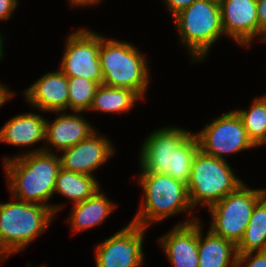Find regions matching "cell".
Here are the masks:
<instances>
[{
    "mask_svg": "<svg viewBox=\"0 0 266 267\" xmlns=\"http://www.w3.org/2000/svg\"><path fill=\"white\" fill-rule=\"evenodd\" d=\"M3 166L12 198L49 206L54 214L59 212L61 205L47 203L54 194L56 178L61 168L59 156L50 151L48 146L18 156L5 157Z\"/></svg>",
    "mask_w": 266,
    "mask_h": 267,
    "instance_id": "cell-1",
    "label": "cell"
},
{
    "mask_svg": "<svg viewBox=\"0 0 266 267\" xmlns=\"http://www.w3.org/2000/svg\"><path fill=\"white\" fill-rule=\"evenodd\" d=\"M199 150L195 133L182 128L166 127L149 134L140 152L141 172L171 175L188 184L192 161Z\"/></svg>",
    "mask_w": 266,
    "mask_h": 267,
    "instance_id": "cell-2",
    "label": "cell"
},
{
    "mask_svg": "<svg viewBox=\"0 0 266 267\" xmlns=\"http://www.w3.org/2000/svg\"><path fill=\"white\" fill-rule=\"evenodd\" d=\"M52 209L36 203H0V261L24 250L53 220Z\"/></svg>",
    "mask_w": 266,
    "mask_h": 267,
    "instance_id": "cell-3",
    "label": "cell"
},
{
    "mask_svg": "<svg viewBox=\"0 0 266 267\" xmlns=\"http://www.w3.org/2000/svg\"><path fill=\"white\" fill-rule=\"evenodd\" d=\"M138 181L146 200H142L141 207L132 219L134 224L148 228L152 223L185 210L189 211L188 216L192 213L194 208L189 199L187 184L175 180L171 175L151 172H141Z\"/></svg>",
    "mask_w": 266,
    "mask_h": 267,
    "instance_id": "cell-4",
    "label": "cell"
},
{
    "mask_svg": "<svg viewBox=\"0 0 266 267\" xmlns=\"http://www.w3.org/2000/svg\"><path fill=\"white\" fill-rule=\"evenodd\" d=\"M99 60L102 84L132 90L144 99L150 74L148 59H145L138 48L127 42L101 36Z\"/></svg>",
    "mask_w": 266,
    "mask_h": 267,
    "instance_id": "cell-5",
    "label": "cell"
},
{
    "mask_svg": "<svg viewBox=\"0 0 266 267\" xmlns=\"http://www.w3.org/2000/svg\"><path fill=\"white\" fill-rule=\"evenodd\" d=\"M173 18L180 39L188 47L194 62L205 59L210 47L225 35L218 0H195Z\"/></svg>",
    "mask_w": 266,
    "mask_h": 267,
    "instance_id": "cell-6",
    "label": "cell"
},
{
    "mask_svg": "<svg viewBox=\"0 0 266 267\" xmlns=\"http://www.w3.org/2000/svg\"><path fill=\"white\" fill-rule=\"evenodd\" d=\"M234 174L226 160L198 150L192 161L190 180L187 184L192 207L201 204L209 208L234 192L244 183Z\"/></svg>",
    "mask_w": 266,
    "mask_h": 267,
    "instance_id": "cell-7",
    "label": "cell"
},
{
    "mask_svg": "<svg viewBox=\"0 0 266 267\" xmlns=\"http://www.w3.org/2000/svg\"><path fill=\"white\" fill-rule=\"evenodd\" d=\"M265 194V189L252 190L243 183L209 207L213 217L210 230L237 246L244 236L255 204Z\"/></svg>",
    "mask_w": 266,
    "mask_h": 267,
    "instance_id": "cell-8",
    "label": "cell"
},
{
    "mask_svg": "<svg viewBox=\"0 0 266 267\" xmlns=\"http://www.w3.org/2000/svg\"><path fill=\"white\" fill-rule=\"evenodd\" d=\"M199 150L206 155L226 160L224 155L256 148L235 111L223 114L196 133Z\"/></svg>",
    "mask_w": 266,
    "mask_h": 267,
    "instance_id": "cell-9",
    "label": "cell"
},
{
    "mask_svg": "<svg viewBox=\"0 0 266 267\" xmlns=\"http://www.w3.org/2000/svg\"><path fill=\"white\" fill-rule=\"evenodd\" d=\"M66 40L60 70L68 78L81 77L102 84L99 60L101 35L84 28L72 32Z\"/></svg>",
    "mask_w": 266,
    "mask_h": 267,
    "instance_id": "cell-10",
    "label": "cell"
},
{
    "mask_svg": "<svg viewBox=\"0 0 266 267\" xmlns=\"http://www.w3.org/2000/svg\"><path fill=\"white\" fill-rule=\"evenodd\" d=\"M146 228L130 222L97 244L96 267H140L144 260L142 241Z\"/></svg>",
    "mask_w": 266,
    "mask_h": 267,
    "instance_id": "cell-11",
    "label": "cell"
},
{
    "mask_svg": "<svg viewBox=\"0 0 266 267\" xmlns=\"http://www.w3.org/2000/svg\"><path fill=\"white\" fill-rule=\"evenodd\" d=\"M224 34L242 46H250L263 30L257 16V0H219ZM256 36V37H255Z\"/></svg>",
    "mask_w": 266,
    "mask_h": 267,
    "instance_id": "cell-12",
    "label": "cell"
},
{
    "mask_svg": "<svg viewBox=\"0 0 266 267\" xmlns=\"http://www.w3.org/2000/svg\"><path fill=\"white\" fill-rule=\"evenodd\" d=\"M97 134L95 132L73 147L61 151L63 153L59 157L61 168L93 176L92 173L106 163L115 152L110 140L104 135Z\"/></svg>",
    "mask_w": 266,
    "mask_h": 267,
    "instance_id": "cell-13",
    "label": "cell"
},
{
    "mask_svg": "<svg viewBox=\"0 0 266 267\" xmlns=\"http://www.w3.org/2000/svg\"><path fill=\"white\" fill-rule=\"evenodd\" d=\"M158 240L173 267H198V218L177 224Z\"/></svg>",
    "mask_w": 266,
    "mask_h": 267,
    "instance_id": "cell-14",
    "label": "cell"
},
{
    "mask_svg": "<svg viewBox=\"0 0 266 267\" xmlns=\"http://www.w3.org/2000/svg\"><path fill=\"white\" fill-rule=\"evenodd\" d=\"M68 77L61 71L48 72L24 90L27 102L41 111L61 112L68 109Z\"/></svg>",
    "mask_w": 266,
    "mask_h": 267,
    "instance_id": "cell-15",
    "label": "cell"
},
{
    "mask_svg": "<svg viewBox=\"0 0 266 267\" xmlns=\"http://www.w3.org/2000/svg\"><path fill=\"white\" fill-rule=\"evenodd\" d=\"M56 113L59 116L53 122L46 119L45 140L50 144L48 146L63 151L89 138L96 132L93 126L79 115L80 112L74 114Z\"/></svg>",
    "mask_w": 266,
    "mask_h": 267,
    "instance_id": "cell-16",
    "label": "cell"
},
{
    "mask_svg": "<svg viewBox=\"0 0 266 267\" xmlns=\"http://www.w3.org/2000/svg\"><path fill=\"white\" fill-rule=\"evenodd\" d=\"M46 118L37 113L12 117L0 130V142L14 146H32L45 140Z\"/></svg>",
    "mask_w": 266,
    "mask_h": 267,
    "instance_id": "cell-17",
    "label": "cell"
},
{
    "mask_svg": "<svg viewBox=\"0 0 266 267\" xmlns=\"http://www.w3.org/2000/svg\"><path fill=\"white\" fill-rule=\"evenodd\" d=\"M198 220V267H236L237 246L208 230L202 237V225ZM203 238V239H202Z\"/></svg>",
    "mask_w": 266,
    "mask_h": 267,
    "instance_id": "cell-18",
    "label": "cell"
},
{
    "mask_svg": "<svg viewBox=\"0 0 266 267\" xmlns=\"http://www.w3.org/2000/svg\"><path fill=\"white\" fill-rule=\"evenodd\" d=\"M116 205L100 189L91 197L75 203L68 220L74 233L101 224L113 212Z\"/></svg>",
    "mask_w": 266,
    "mask_h": 267,
    "instance_id": "cell-19",
    "label": "cell"
},
{
    "mask_svg": "<svg viewBox=\"0 0 266 267\" xmlns=\"http://www.w3.org/2000/svg\"><path fill=\"white\" fill-rule=\"evenodd\" d=\"M100 189L95 176L76 173L60 168L54 193H59L75 203L93 196Z\"/></svg>",
    "mask_w": 266,
    "mask_h": 267,
    "instance_id": "cell-20",
    "label": "cell"
},
{
    "mask_svg": "<svg viewBox=\"0 0 266 267\" xmlns=\"http://www.w3.org/2000/svg\"><path fill=\"white\" fill-rule=\"evenodd\" d=\"M138 99L141 98L132 90L100 84L89 110L120 114L132 109Z\"/></svg>",
    "mask_w": 266,
    "mask_h": 267,
    "instance_id": "cell-21",
    "label": "cell"
},
{
    "mask_svg": "<svg viewBox=\"0 0 266 267\" xmlns=\"http://www.w3.org/2000/svg\"><path fill=\"white\" fill-rule=\"evenodd\" d=\"M266 251V194L255 204L237 253Z\"/></svg>",
    "mask_w": 266,
    "mask_h": 267,
    "instance_id": "cell-22",
    "label": "cell"
},
{
    "mask_svg": "<svg viewBox=\"0 0 266 267\" xmlns=\"http://www.w3.org/2000/svg\"><path fill=\"white\" fill-rule=\"evenodd\" d=\"M255 146L266 144V96L258 97L249 110H234Z\"/></svg>",
    "mask_w": 266,
    "mask_h": 267,
    "instance_id": "cell-23",
    "label": "cell"
},
{
    "mask_svg": "<svg viewBox=\"0 0 266 267\" xmlns=\"http://www.w3.org/2000/svg\"><path fill=\"white\" fill-rule=\"evenodd\" d=\"M68 109L73 112L89 110L97 87L96 82L81 77L68 78Z\"/></svg>",
    "mask_w": 266,
    "mask_h": 267,
    "instance_id": "cell-24",
    "label": "cell"
},
{
    "mask_svg": "<svg viewBox=\"0 0 266 267\" xmlns=\"http://www.w3.org/2000/svg\"><path fill=\"white\" fill-rule=\"evenodd\" d=\"M242 264L244 265L242 266ZM236 267H266V251H251L238 254Z\"/></svg>",
    "mask_w": 266,
    "mask_h": 267,
    "instance_id": "cell-25",
    "label": "cell"
},
{
    "mask_svg": "<svg viewBox=\"0 0 266 267\" xmlns=\"http://www.w3.org/2000/svg\"><path fill=\"white\" fill-rule=\"evenodd\" d=\"M169 8L170 13L174 17L180 11L188 8L195 0H163Z\"/></svg>",
    "mask_w": 266,
    "mask_h": 267,
    "instance_id": "cell-26",
    "label": "cell"
},
{
    "mask_svg": "<svg viewBox=\"0 0 266 267\" xmlns=\"http://www.w3.org/2000/svg\"><path fill=\"white\" fill-rule=\"evenodd\" d=\"M18 6V0H0V20H7Z\"/></svg>",
    "mask_w": 266,
    "mask_h": 267,
    "instance_id": "cell-27",
    "label": "cell"
},
{
    "mask_svg": "<svg viewBox=\"0 0 266 267\" xmlns=\"http://www.w3.org/2000/svg\"><path fill=\"white\" fill-rule=\"evenodd\" d=\"M257 16L259 26L264 31L266 29V0H257Z\"/></svg>",
    "mask_w": 266,
    "mask_h": 267,
    "instance_id": "cell-28",
    "label": "cell"
},
{
    "mask_svg": "<svg viewBox=\"0 0 266 267\" xmlns=\"http://www.w3.org/2000/svg\"><path fill=\"white\" fill-rule=\"evenodd\" d=\"M15 93L14 92H9V90L7 89V87H5L4 85L0 84V107L5 104V102H7L9 99L12 98V96H14Z\"/></svg>",
    "mask_w": 266,
    "mask_h": 267,
    "instance_id": "cell-29",
    "label": "cell"
},
{
    "mask_svg": "<svg viewBox=\"0 0 266 267\" xmlns=\"http://www.w3.org/2000/svg\"><path fill=\"white\" fill-rule=\"evenodd\" d=\"M72 6H89L99 4L101 0H69Z\"/></svg>",
    "mask_w": 266,
    "mask_h": 267,
    "instance_id": "cell-30",
    "label": "cell"
},
{
    "mask_svg": "<svg viewBox=\"0 0 266 267\" xmlns=\"http://www.w3.org/2000/svg\"><path fill=\"white\" fill-rule=\"evenodd\" d=\"M2 36L0 35V61H1V59H2V55H3V41H2Z\"/></svg>",
    "mask_w": 266,
    "mask_h": 267,
    "instance_id": "cell-31",
    "label": "cell"
},
{
    "mask_svg": "<svg viewBox=\"0 0 266 267\" xmlns=\"http://www.w3.org/2000/svg\"><path fill=\"white\" fill-rule=\"evenodd\" d=\"M262 41L266 42V29L263 31Z\"/></svg>",
    "mask_w": 266,
    "mask_h": 267,
    "instance_id": "cell-32",
    "label": "cell"
}]
</instances>
